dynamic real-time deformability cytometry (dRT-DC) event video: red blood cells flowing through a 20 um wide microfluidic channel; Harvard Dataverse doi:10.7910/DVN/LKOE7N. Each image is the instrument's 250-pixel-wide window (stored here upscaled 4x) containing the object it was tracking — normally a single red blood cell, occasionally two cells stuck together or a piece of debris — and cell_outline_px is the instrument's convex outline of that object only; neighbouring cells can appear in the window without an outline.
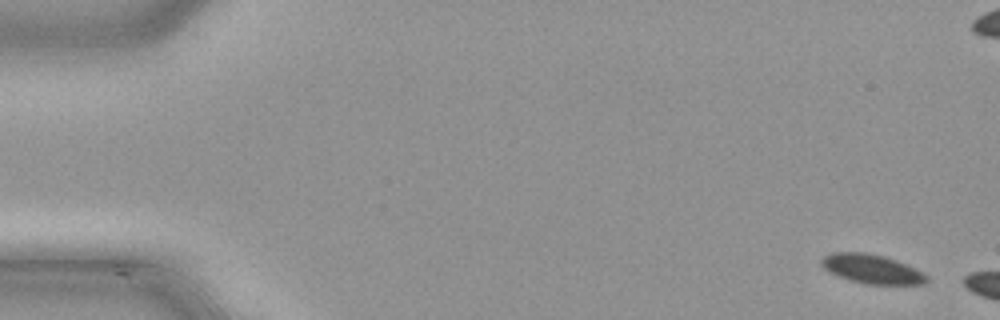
{"species": "common noctule bat (a hibernating species)", "species_latin": "Nyctalus noctula", "temperature_condition": "cold", "stored_images_in_passage": 12, "camera_frame_rate_fps": 3000, "um_per_image_px": 0.085, "animal": {"sex": "male", "body_mass_g": 21.5, "forearm_length_mm": 52.0}, "frame": {"image": 1, "passage_image": 3, "time_ms": 0.667, "image_size_px": [1000, 320], "cell_outline_px": [[928, 280], [924, 284], [864, 284], [848, 280], [824, 268], [820, 264], [820, 260], [824, 256], [832, 252], [864, 252], [884, 256], [896, 260], [928, 276]], "centroid_in_image_um": [74.07, 22.86], "position_along_channel_um": 10.9, "area_um2": 17.63}}